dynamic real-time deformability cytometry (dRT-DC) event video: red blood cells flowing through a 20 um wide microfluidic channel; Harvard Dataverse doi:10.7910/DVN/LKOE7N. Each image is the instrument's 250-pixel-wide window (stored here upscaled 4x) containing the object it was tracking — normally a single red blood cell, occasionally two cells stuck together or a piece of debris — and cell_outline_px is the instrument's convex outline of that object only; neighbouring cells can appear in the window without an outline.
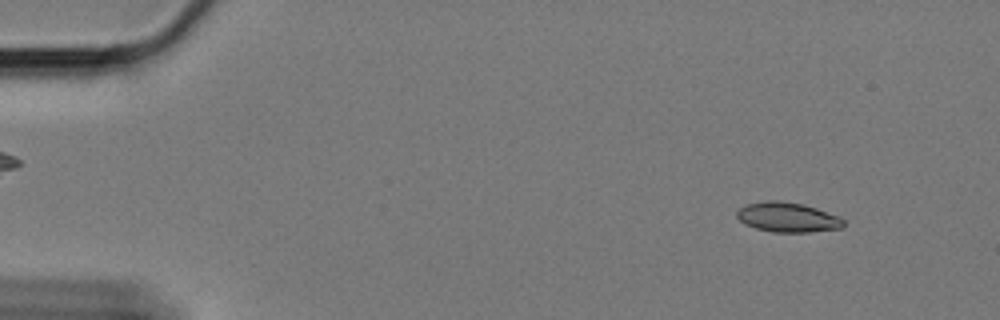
{"species": "Egyptian fruit bat (a non-hibernating species)", "species_latin": "Rousettus aegyptiacus", "temperature_condition": "cold", "stored_images_in_passage": 27, "camera_frame_rate_fps": 3000, "um_per_image_px": 0.085, "animal": {"sex": "female"}, "frame": {"image": 1, "passage_image": 6, "time_ms": 1.667, "image_size_px": [1000, 320], "cell_outline_px": [[844, 228], [808, 232], [772, 232], [756, 228], [744, 224], [736, 216], [736, 212], [744, 204], [764, 200], [780, 200], [804, 204], [840, 216], [844, 220]], "centroid_in_image_um": [66.94, 18.45], "position_along_channel_um": 18.1, "area_um2": 18.79}}